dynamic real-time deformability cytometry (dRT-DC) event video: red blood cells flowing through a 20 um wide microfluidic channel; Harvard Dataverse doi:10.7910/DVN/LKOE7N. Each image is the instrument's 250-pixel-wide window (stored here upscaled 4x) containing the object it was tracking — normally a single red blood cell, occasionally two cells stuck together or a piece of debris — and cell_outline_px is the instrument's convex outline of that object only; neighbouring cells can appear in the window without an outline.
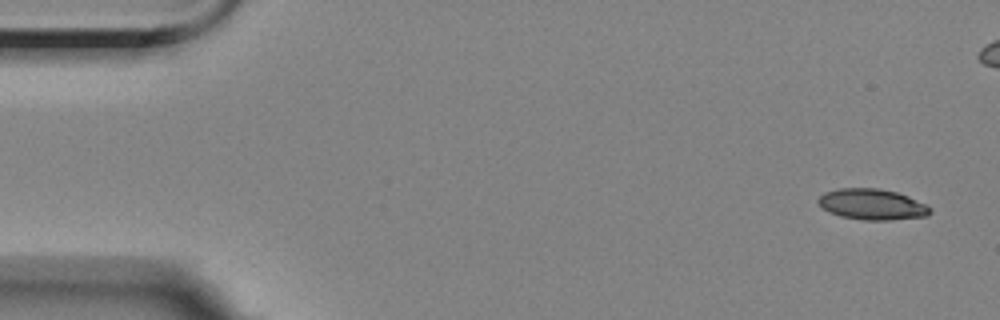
{"species": "Egyptian fruit bat (a non-hibernating species)", "species_latin": "Rousettus aegyptiacus", "temperature_condition": "room temperature", "stored_images_in_passage": 6, "camera_frame_rate_fps": 3000, "um_per_image_px": 0.085, "animal": {"sex": "female"}, "frame": {"image": 1, "passage_image": 1, "time_ms": 0.0, "image_size_px": [1000, 320], "cell_outline_px": [[932, 212], [928, 216], [892, 220], [864, 220], [840, 216], [828, 212], [816, 200], [824, 192], [840, 188], [880, 188], [896, 192], [908, 196], [932, 208]], "centroid_in_image_um": [74.14, 17.37], "position_along_channel_um": 10.9, "area_um2": 20.17}}
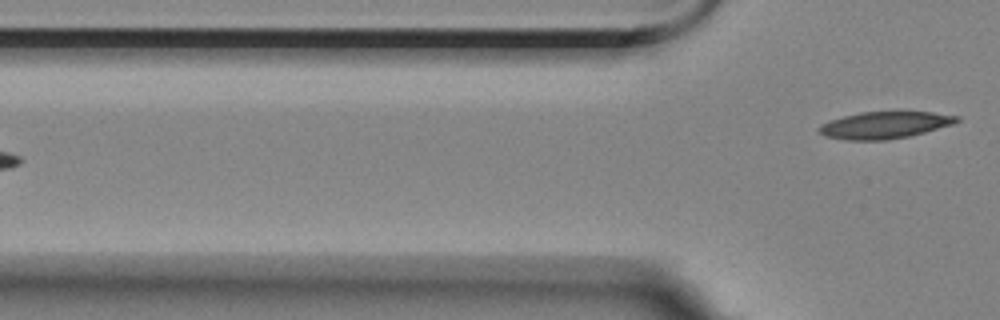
{"frame": {"image": 2, "passage_image": 6, "time_ms": 6.667, "image_size_px": [1000, 320], "cell_outline_px": [[960, 120], [952, 124], [924, 132], [908, 136], [888, 140], [848, 140], [824, 136], [816, 132], [816, 128], [820, 124], [828, 120], [860, 112], [932, 112], [960, 116]], "centroid_in_image_um": [75.12, 10.63], "position_along_channel_um": 50.7, "area_um2": 21.68}}